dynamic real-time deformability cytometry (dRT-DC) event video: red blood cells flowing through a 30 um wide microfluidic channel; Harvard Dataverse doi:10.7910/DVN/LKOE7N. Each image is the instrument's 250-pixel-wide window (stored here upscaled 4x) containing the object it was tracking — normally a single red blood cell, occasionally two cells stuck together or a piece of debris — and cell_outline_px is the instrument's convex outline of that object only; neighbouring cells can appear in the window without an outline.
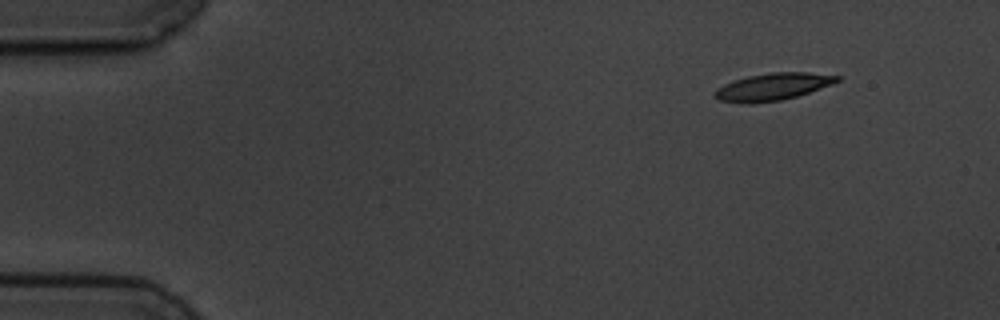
{"species": "common noctule bat (a hibernating species)", "species_latin": "Nyctalus noctula", "temperature_condition": "cold", "stored_images_in_passage": 4, "camera_frame_rate_fps": 3000, "um_per_image_px": 0.085, "animal": {"sex": "male", "body_mass_g": 19.5, "forearm_length_mm": 54.6}, "frame": {"image": 1, "passage_image": 1, "time_ms": 0.0, "image_size_px": [1000, 320], "cell_outline_px": [[840, 80], [832, 84], [796, 96], [780, 100], [752, 104], [748, 104], [720, 100], [712, 92], [716, 88], [732, 80], [748, 76], [772, 72], [808, 72], [840, 76]], "centroid_in_image_um": [65.65, 7.37], "position_along_channel_um": 19.4, "area_um2": 19.31}}
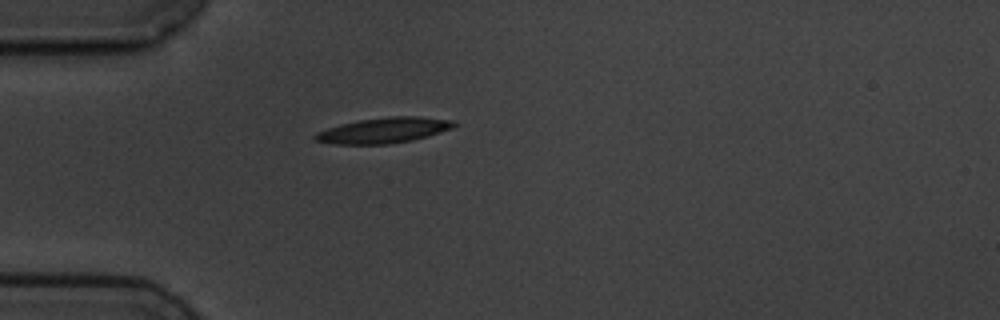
{"frame": {"image": 2, "passage_image": 3, "time_ms": 3.333, "image_size_px": [1000, 320], "cell_outline_px": [[456, 124], [452, 128], [428, 136], [412, 140], [388, 144], [332, 144], [316, 140], [312, 136], [316, 132], [340, 124], [360, 120], [388, 116], [420, 116], [452, 120]], "centroid_in_image_um": [32.61, 11.07], "position_along_channel_um": 52.4, "area_um2": 20.58}}